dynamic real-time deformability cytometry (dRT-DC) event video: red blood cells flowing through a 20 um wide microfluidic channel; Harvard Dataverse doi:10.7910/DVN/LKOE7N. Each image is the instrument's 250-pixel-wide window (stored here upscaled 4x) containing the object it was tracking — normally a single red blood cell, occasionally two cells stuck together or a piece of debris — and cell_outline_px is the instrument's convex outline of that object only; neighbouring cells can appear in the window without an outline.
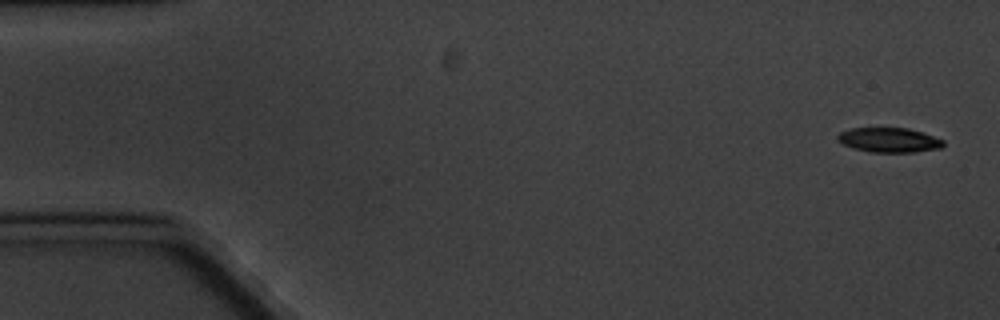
{"species": "common noctule bat (a hibernating species)", "species_latin": "Nyctalus noctula", "temperature_condition": "cold", "stored_images_in_passage": 11, "camera_frame_rate_fps": 3000, "um_per_image_px": 0.085, "animal": {"sex": "male", "body_mass_g": 20.1, "forearm_length_mm": 53.5}, "frame": {"image": 1, "passage_image": 1, "time_ms": 0.0, "image_size_px": [1000, 320], "cell_outline_px": [[944, 144], [940, 148], [912, 152], [868, 152], [852, 148], [836, 140], [836, 136], [840, 132], [852, 128], [908, 128], [944, 140]], "centroid_in_image_um": [75.52, 11.9], "position_along_channel_um": 9.5, "area_um2": 15.09}}
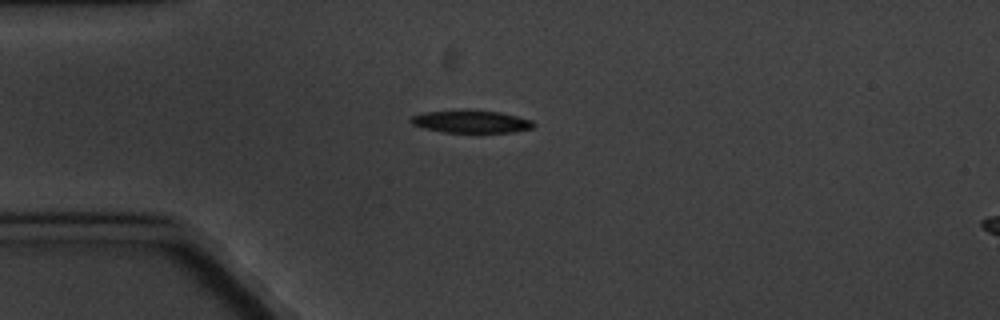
{"frame": {"image": 2, "passage_image": 4, "time_ms": 4.333, "image_size_px": [1000, 320], "cell_outline_px": [[536, 124], [532, 128], [512, 132], [444, 132], [424, 128], [412, 124], [408, 120], [412, 116], [424, 112], [464, 108], [468, 108], [500, 112], [532, 120]], "centroid_in_image_um": [40.01, 10.3], "position_along_channel_um": 45.0, "area_um2": 16.53}}